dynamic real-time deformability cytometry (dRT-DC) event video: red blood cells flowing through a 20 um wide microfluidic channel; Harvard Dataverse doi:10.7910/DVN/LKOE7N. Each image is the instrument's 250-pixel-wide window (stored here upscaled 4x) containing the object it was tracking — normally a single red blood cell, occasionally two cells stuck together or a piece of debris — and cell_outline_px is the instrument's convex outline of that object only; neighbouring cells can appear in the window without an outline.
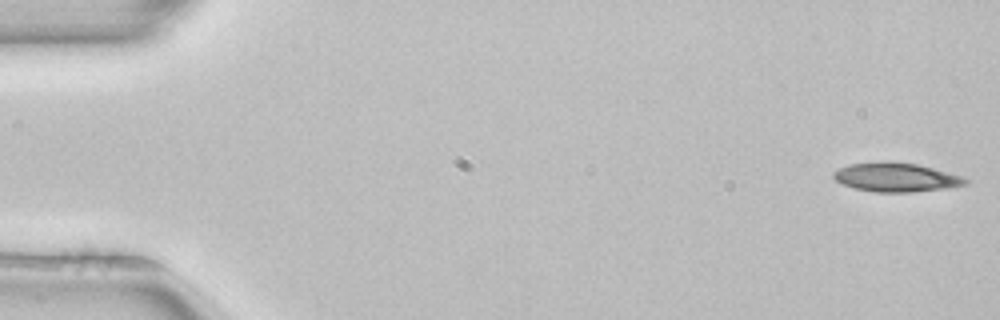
{"species": "common noctule bat (a hibernating species)", "species_latin": "Nyctalus noctula", "temperature_condition": "room temperature", "stored_images_in_passage": 51, "camera_frame_rate_fps": 3000, "um_per_image_px": 0.085, "animal": {"sex": "female", "body_mass_g": 22.7, "forearm_length_mm": 54.2}, "frame": {"image": 1, "passage_image": 1, "time_ms": 0.0, "image_size_px": [1000, 320], "cell_outline_px": [[968, 184], [948, 188], [912, 192], [876, 192], [856, 188], [840, 184], [832, 176], [832, 172], [848, 164], [888, 160], [916, 164], [932, 168], [960, 176], [968, 180]], "centroid_in_image_um": [76.12, 15.06], "position_along_channel_um": 8.9, "area_um2": 22.31}}
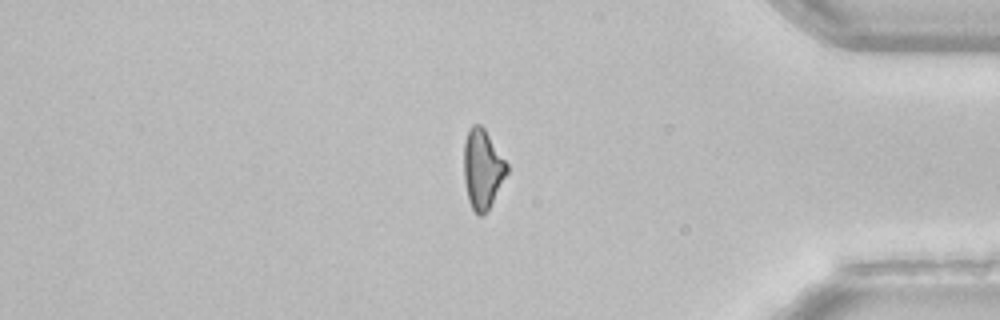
{"frame": {"image": 2, "passage_image": 43, "time_ms": 14.0, "image_size_px": [1000, 320], "cell_outline_px": [[508, 172], [488, 212], [480, 216], [476, 216], [468, 200], [464, 180], [464, 144], [468, 128], [472, 124], [480, 124], [484, 128], [508, 164]], "centroid_in_image_um": [41.01, 14.39], "position_along_channel_um": 394.2, "area_um2": 20.17}}
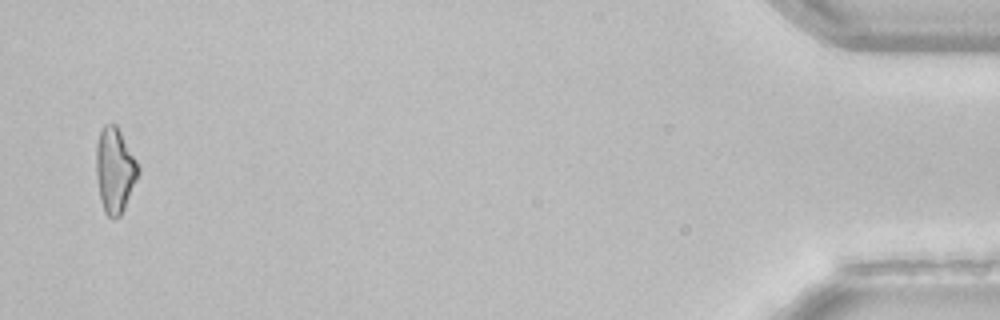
{"frame": {"image": 3, "passage_image": 50, "time_ms": 16.333, "image_size_px": [1000, 320], "cell_outline_px": [[140, 172], [124, 208], [120, 216], [108, 216], [104, 212], [100, 200], [96, 176], [96, 144], [100, 132], [104, 124], [116, 124], [136, 160], [140, 168]], "centroid_in_image_um": [9.75, 14.46], "position_along_channel_um": 425.5, "area_um2": 20.69}, "authors_computed_cell_mechanics": {"area_um2": 22.0796, "velocity_mm_per_s": 3.9861, "shape_relaxation_time_tau1_ms": 8.8192, "shape_relaxation_time_tau2_ms": null, "deformation_change_tau1": 0.2403, "deformation_change_tau2": null}}